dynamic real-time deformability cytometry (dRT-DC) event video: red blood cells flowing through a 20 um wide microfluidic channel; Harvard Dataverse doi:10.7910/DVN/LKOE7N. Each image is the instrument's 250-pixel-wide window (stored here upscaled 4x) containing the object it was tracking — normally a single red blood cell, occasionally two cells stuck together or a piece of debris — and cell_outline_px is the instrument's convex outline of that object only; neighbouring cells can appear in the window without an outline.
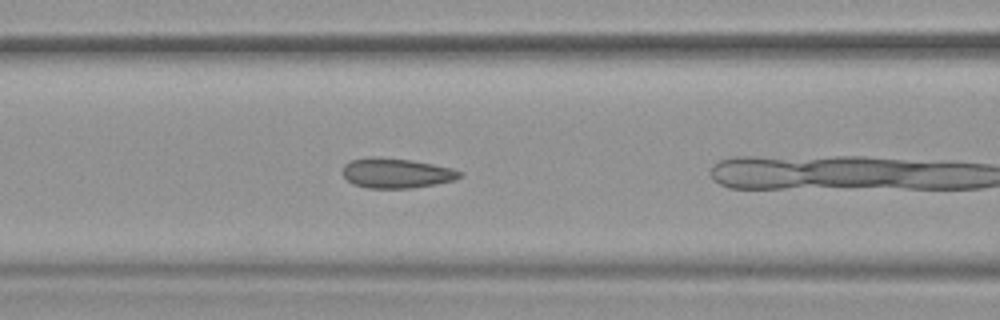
{"species": "common noctule bat (a hibernating species)", "species_latin": "Nyctalus noctula", "temperature_condition": "warm", "stored_images_in_passage": 7, "camera_frame_rate_fps": 3000, "um_per_image_px": 0.085, "animal": {"sex": "female", "body_mass_g": 19.9}, "frame": {"image": 1, "passage_image": 6, "time_ms": 1.667, "image_size_px": [1000, 320], "cell_outline_px": [[464, 176], [456, 180], [436, 184], [412, 188], [368, 188], [352, 184], [340, 172], [344, 164], [352, 160], [372, 156], [376, 156], [412, 160], [452, 168], [464, 172]], "centroid_in_image_um": [33.7, 14.71], "position_along_channel_um": 132.9, "area_um2": 20.75}}